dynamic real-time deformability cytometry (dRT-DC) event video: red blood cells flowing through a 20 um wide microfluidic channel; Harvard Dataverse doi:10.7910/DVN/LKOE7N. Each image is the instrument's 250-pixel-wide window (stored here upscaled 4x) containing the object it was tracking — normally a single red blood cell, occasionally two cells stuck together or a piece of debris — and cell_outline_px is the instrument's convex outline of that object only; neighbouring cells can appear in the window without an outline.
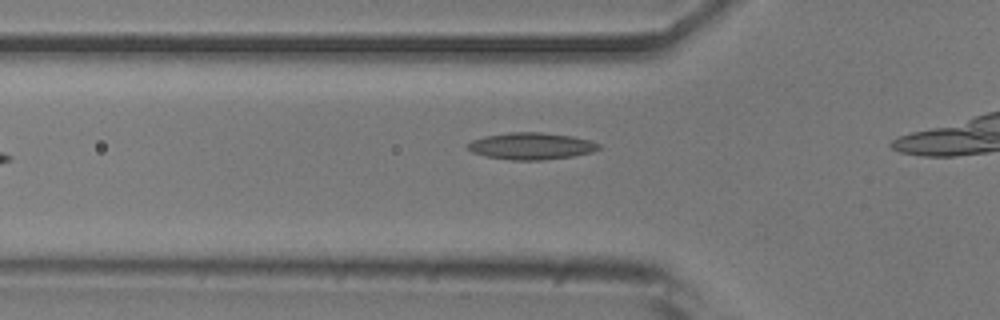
{"species": "common noctule bat (a hibernating species)", "species_latin": "Nyctalus noctula", "temperature_condition": "room temperature", "stored_images_in_passage": 13, "camera_frame_rate_fps": 3000, "um_per_image_px": 0.085, "animal": {"sex": "male", "body_mass_g": 20.5, "forearm_length_mm": 52.5}, "frame": {"image": 1, "passage_image": 4, "time_ms": 1.0, "image_size_px": [1000, 320], "cell_outline_px": [[600, 148], [592, 152], [572, 156], [540, 160], [512, 160], [484, 156], [472, 152], [468, 148], [468, 144], [472, 140], [484, 136], [508, 132], [540, 132], [572, 136], [588, 140], [600, 144]], "centroid_in_image_um": [45.13, 12.41], "position_along_channel_um": 80.7, "area_um2": 20.4}}
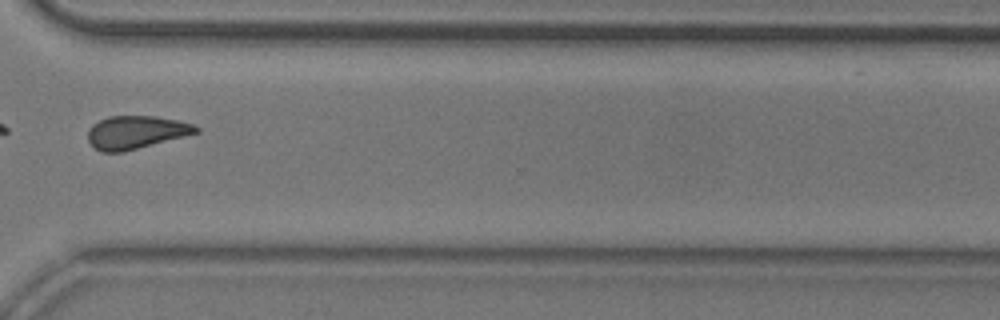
{"frame": {"image": 2, "passage_image": 11, "time_ms": 3.333, "image_size_px": [1000, 320], "cell_outline_px": [[200, 132], [124, 152], [100, 152], [88, 140], [88, 132], [92, 124], [108, 116], [156, 116], [176, 120], [192, 124], [200, 128]], "centroid_in_image_um": [11.56, 11.24], "position_along_channel_um": 359.0, "area_um2": 20.75}}